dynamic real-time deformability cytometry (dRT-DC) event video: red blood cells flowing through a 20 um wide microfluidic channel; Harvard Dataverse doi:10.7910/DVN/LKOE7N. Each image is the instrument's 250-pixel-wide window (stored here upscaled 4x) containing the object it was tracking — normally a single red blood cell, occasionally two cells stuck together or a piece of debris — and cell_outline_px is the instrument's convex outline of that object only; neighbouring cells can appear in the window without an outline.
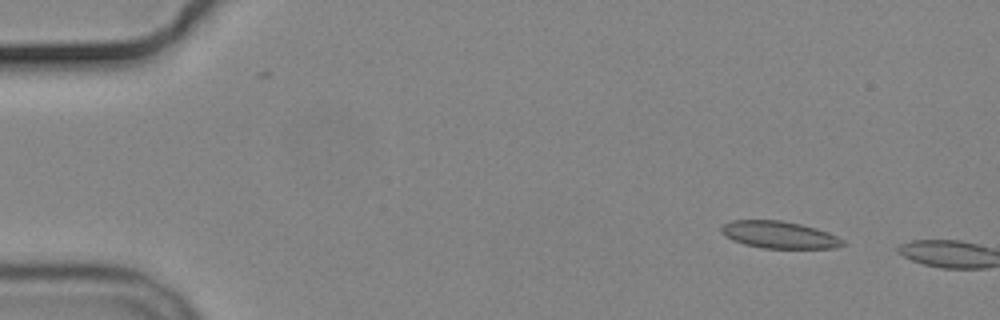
{"species": "common noctule bat (a hibernating species)", "species_latin": "Nyctalus noctula", "temperature_condition": "cold", "stored_images_in_passage": 2, "camera_frame_rate_fps": 3000, "um_per_image_px": 0.085, "animal": {"sex": "male", "body_mass_g": 19.2, "forearm_length_mm": 51.8}, "frame": {"image": 1, "passage_image": 1, "time_ms": 0.0, "image_size_px": [1000, 320], "cell_outline_px": [[848, 244], [836, 248], [764, 248], [744, 244], [732, 240], [724, 236], [720, 232], [720, 228], [724, 224], [732, 220], [780, 220], [800, 224], [816, 228], [828, 232], [844, 240]], "centroid_in_image_um": [66.24, 19.96], "position_along_channel_um": 18.8, "area_um2": 19.31}}